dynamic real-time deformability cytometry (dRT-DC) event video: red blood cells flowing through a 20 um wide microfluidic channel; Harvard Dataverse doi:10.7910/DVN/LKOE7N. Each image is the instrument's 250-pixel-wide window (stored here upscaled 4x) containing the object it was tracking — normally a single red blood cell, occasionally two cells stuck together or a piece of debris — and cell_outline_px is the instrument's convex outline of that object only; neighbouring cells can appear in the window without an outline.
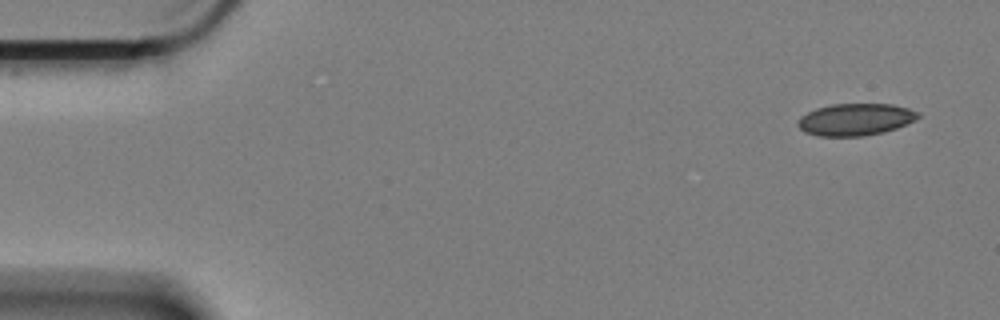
{"species": "Egyptian fruit bat (a non-hibernating species)", "species_latin": "Rousettus aegyptiacus", "temperature_condition": "cold", "stored_images_in_passage": 46, "camera_frame_rate_fps": 3000, "um_per_image_px": 0.085, "animal": {"sex": "female"}, "frame": {"image": 1, "passage_image": 1, "time_ms": 0.0, "image_size_px": [1000, 320], "cell_outline_px": [[920, 116], [916, 120], [896, 128], [884, 132], [864, 136], [816, 136], [804, 132], [796, 124], [800, 116], [816, 108], [832, 104], [892, 104], [908, 108], [920, 112]], "centroid_in_image_um": [72.71, 10.16], "position_along_channel_um": 12.3, "area_um2": 22.6}}
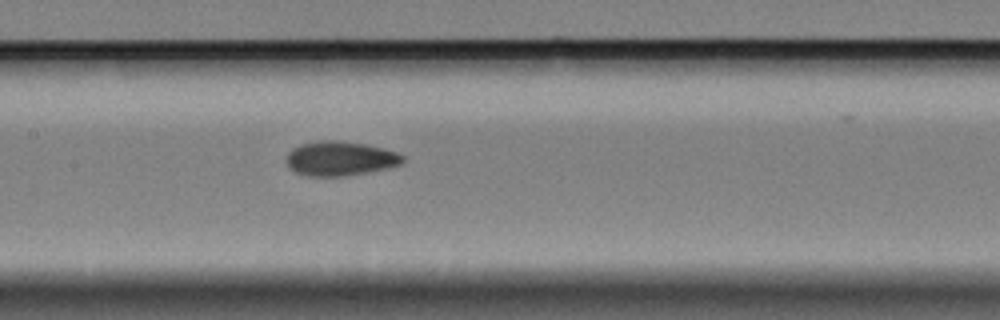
{"frame": {"image": 2, "passage_image": 26, "time_ms": 8.333, "image_size_px": [1000, 320], "cell_outline_px": [[404, 164], [388, 168], [368, 172], [344, 176], [308, 176], [296, 172], [288, 168], [288, 152], [292, 148], [300, 144], [324, 140], [336, 140], [364, 144], [384, 148], [396, 152], [404, 156]], "centroid_in_image_um": [28.94, 13.48], "position_along_channel_um": 178.5, "area_um2": 23.35}}
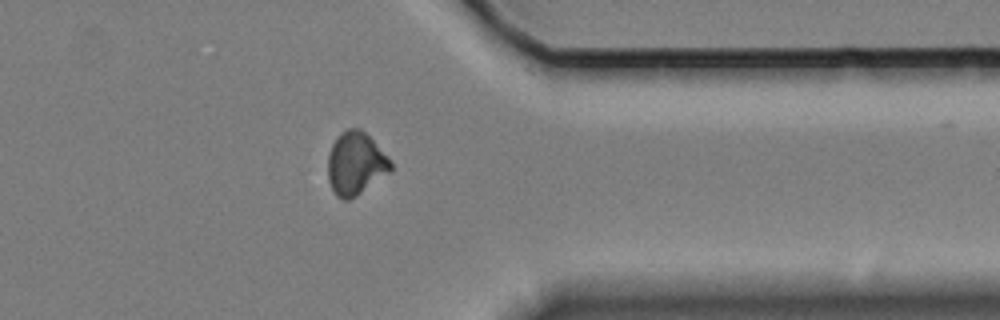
{"frame": {"image": 3, "passage_image": 45, "time_ms": 14.667, "image_size_px": [1000, 320], "cell_outline_px": [[392, 172], [356, 196], [348, 200], [344, 200], [336, 196], [328, 180], [328, 152], [332, 144], [340, 132], [348, 128], [360, 128], [392, 160]], "centroid_in_image_um": [30.24, 13.91], "position_along_channel_um": 381.2, "area_um2": 23.24}}